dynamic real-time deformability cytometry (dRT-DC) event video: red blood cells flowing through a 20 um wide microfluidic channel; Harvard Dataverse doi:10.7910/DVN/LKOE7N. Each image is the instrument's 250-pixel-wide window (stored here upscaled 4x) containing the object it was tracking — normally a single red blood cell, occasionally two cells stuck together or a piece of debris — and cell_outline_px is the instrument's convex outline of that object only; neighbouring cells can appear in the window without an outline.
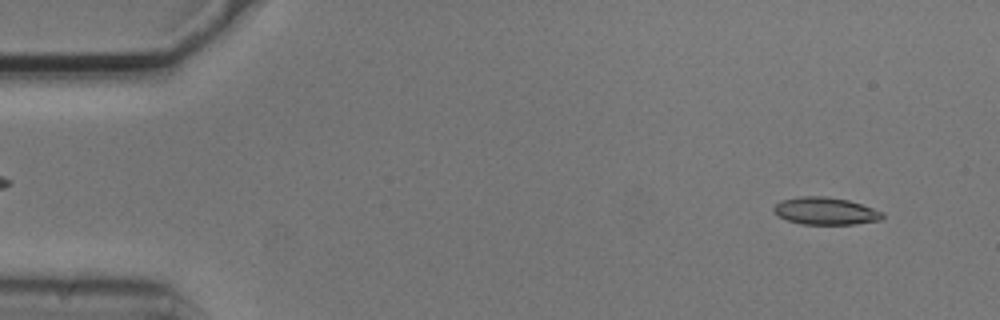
{"species": "common noctule bat (a hibernating species)", "species_latin": "Nyctalus noctula", "temperature_condition": "cold", "stored_images_in_passage": 5, "camera_frame_rate_fps": 3000, "um_per_image_px": 0.085, "animal": {"sex": "male", "body_mass_g": 20.5, "forearm_length_mm": 52.5}, "frame": {"image": 1, "passage_image": 1, "time_ms": 0.0, "image_size_px": [1000, 320], "cell_outline_px": [[884, 216], [880, 220], [856, 224], [800, 224], [788, 220], [772, 212], [772, 208], [780, 200], [800, 196], [824, 196], [848, 200], [884, 212]], "centroid_in_image_um": [70.14, 17.93], "position_along_channel_um": 14.9, "area_um2": 17.34}}
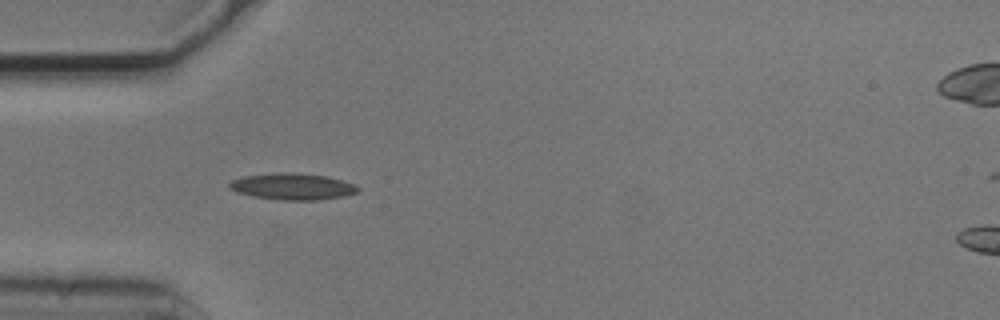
{"frame": {"image": 2, "passage_image": 4, "time_ms": 1.0, "image_size_px": [1000, 320], "cell_outline_px": [[360, 188], [356, 192], [344, 196], [320, 200], [280, 200], [252, 196], [236, 192], [228, 188], [228, 184], [232, 180], [244, 176], [280, 172], [292, 172], [328, 176], [352, 184]], "centroid_in_image_um": [24.82, 15.85], "position_along_channel_um": 60.2, "area_um2": 19.83}}
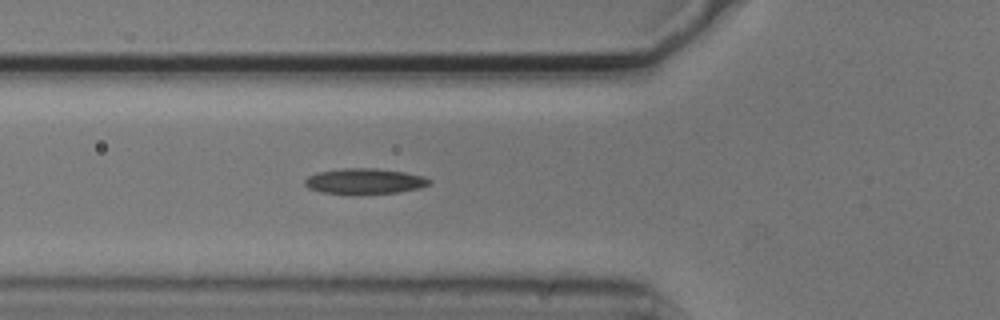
{"frame": {"image": 3, "passage_image": 5, "time_ms": 1.333, "image_size_px": [1000, 320], "cell_outline_px": [[432, 180], [428, 184], [420, 188], [400, 192], [356, 196], [320, 192], [308, 188], [304, 184], [304, 180], [308, 176], [316, 172], [344, 168], [376, 168], [404, 172], [424, 176]], "centroid_in_image_um": [30.96, 15.43], "position_along_channel_um": 94.8, "area_um2": 19.19}}